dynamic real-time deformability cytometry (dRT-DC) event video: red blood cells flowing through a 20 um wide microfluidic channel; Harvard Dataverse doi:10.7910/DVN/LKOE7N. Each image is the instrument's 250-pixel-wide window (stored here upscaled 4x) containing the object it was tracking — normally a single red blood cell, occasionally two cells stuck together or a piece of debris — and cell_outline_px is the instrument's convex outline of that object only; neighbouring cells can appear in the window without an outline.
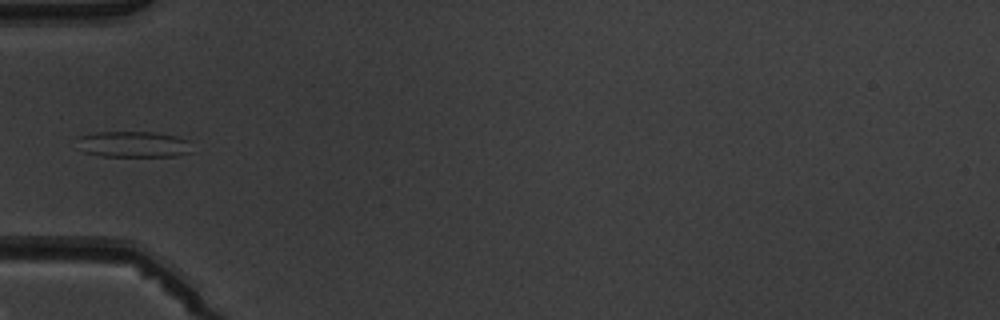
{"species": "common noctule bat (a hibernating species)", "species_latin": "Nyctalus noctula", "temperature_condition": "warm", "stored_images_in_passage": 5, "camera_frame_rate_fps": 3000, "um_per_image_px": 0.085, "animal": {"sex": "male", "body_mass_g": 19.5, "forearm_length_mm": 54.6}, "frame": {"image": 1, "passage_image": 4, "time_ms": 4.333, "image_size_px": [1000, 320], "cell_outline_px": [[192, 152], [176, 156], [100, 156], [84, 152], [76, 136], [96, 132], [152, 132], [176, 136], [188, 140]], "centroid_in_image_um": [11.35, 12.26], "position_along_channel_um": 73.7, "area_um2": 17.4}}
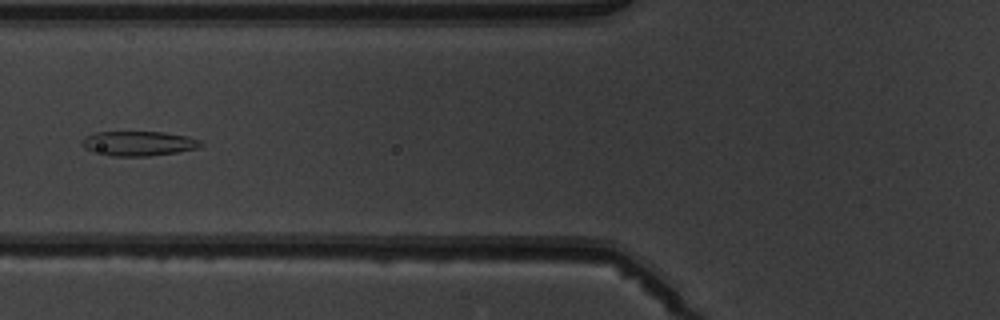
{"frame": {"image": 2, "passage_image": 5, "time_ms": 5.333, "image_size_px": [1000, 320], "cell_outline_px": [[204, 144], [196, 148], [176, 152], [148, 156], [112, 156], [92, 152], [84, 148], [80, 144], [80, 140], [84, 136], [96, 132], [164, 132], [188, 136], [200, 140]], "centroid_in_image_um": [11.71, 12.19], "position_along_channel_um": 114.1, "area_um2": 17.22}}